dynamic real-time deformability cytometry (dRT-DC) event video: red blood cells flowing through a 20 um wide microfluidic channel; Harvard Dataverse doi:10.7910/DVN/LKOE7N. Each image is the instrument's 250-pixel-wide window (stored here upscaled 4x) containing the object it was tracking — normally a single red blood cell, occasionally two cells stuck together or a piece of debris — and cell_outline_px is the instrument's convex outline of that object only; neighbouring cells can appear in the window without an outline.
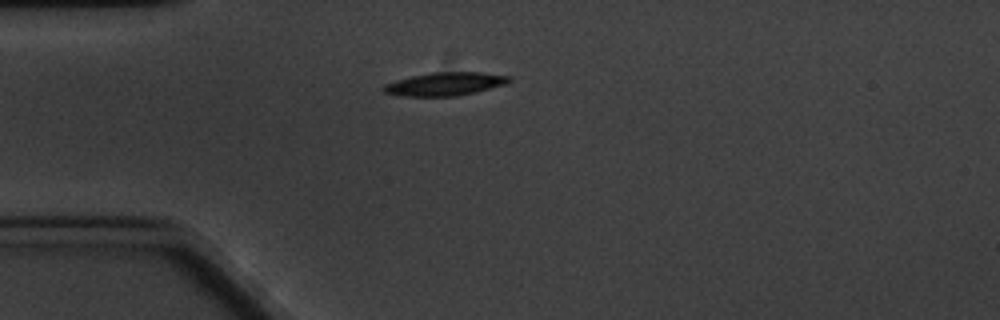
{"species": "common noctule bat (a hibernating species)", "species_latin": "Nyctalus noctula", "temperature_condition": "cold", "stored_images_in_passage": 2, "segment_of_instrument_passage": [1, 2], "camera_frame_rate_fps": 3000, "um_per_image_px": 0.085, "animal": {"sex": "male", "body_mass_g": 20.1, "forearm_length_mm": 53.5}, "frame": {"image": 1, "passage_image": 1, "time_ms": 0.0, "image_size_px": [1000, 320], "cell_outline_px": [[512, 80], [508, 84], [456, 96], [400, 96], [384, 92], [380, 88], [384, 84], [396, 80], [412, 76], [432, 72], [480, 72], [512, 76]], "centroid_in_image_um": [37.83, 7.13], "position_along_channel_um": 47.2, "area_um2": 17.11}}